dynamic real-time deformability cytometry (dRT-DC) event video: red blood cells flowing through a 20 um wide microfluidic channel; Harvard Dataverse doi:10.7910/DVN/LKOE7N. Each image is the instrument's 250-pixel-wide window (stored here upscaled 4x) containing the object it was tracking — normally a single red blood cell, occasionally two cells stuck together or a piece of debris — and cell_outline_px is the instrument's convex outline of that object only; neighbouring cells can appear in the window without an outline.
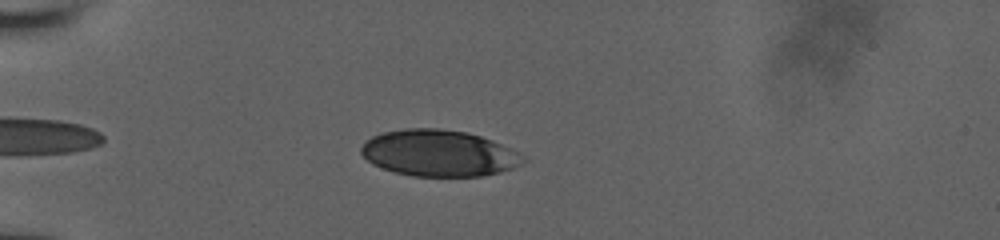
{"species": "human", "species_latin": "Homo sapiens", "temperature_condition": "room temperature", "stored_images_in_passage": 40, "camera_frame_rate_fps": 3000, "um_per_image_px": 0.085, "donor": {"sex": "male"}, "frame": {"image": 1, "passage_image": 6, "time_ms": 1.667, "image_size_px": [1000, 240], "cell_outline_px": [[528, 160], [512, 168], [500, 172], [480, 176], [412, 176], [396, 172], [372, 164], [360, 152], [360, 148], [372, 136], [380, 132], [404, 128], [440, 128], [468, 132], [492, 140], [524, 156]], "centroid_in_image_um": [37.29, 13.01], "position_along_channel_um": 47.7, "area_um2": 43.7}}
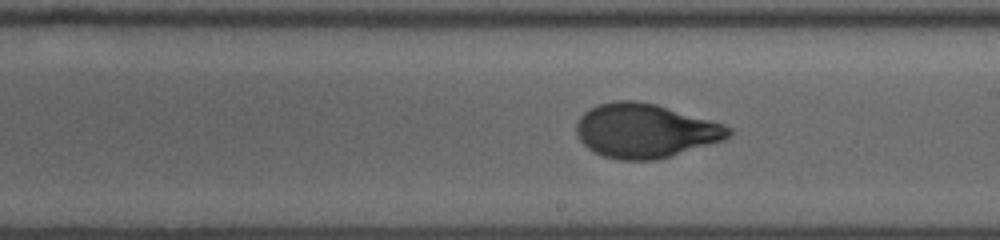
{"frame": {"image": 2, "passage_image": 23, "time_ms": 7.333, "image_size_px": [1000, 240], "cell_outline_px": [[732, 136], [724, 140], [656, 160], [620, 160], [604, 156], [588, 148], [580, 140], [576, 132], [576, 124], [580, 116], [588, 108], [596, 104], [612, 100], [636, 100], [656, 104], [724, 124], [732, 128]], "centroid_in_image_um": [54.83, 11.1], "position_along_channel_um": 234.2, "area_um2": 48.15}}
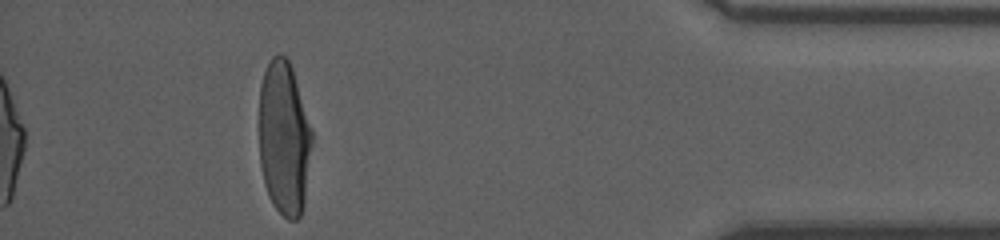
{"frame": {"image": 3, "passage_image": 40, "time_ms": 13.0, "image_size_px": [1000, 240], "cell_outline_px": [[312, 140], [304, 204], [300, 216], [296, 220], [288, 220], [272, 204], [268, 196], [264, 184], [260, 164], [260, 84], [264, 72], [272, 56], [284, 56], [288, 60], [292, 68], [312, 128]], "centroid_in_image_um": [24.15, 11.78], "position_along_channel_um": 411.1, "area_um2": 47.34}, "authors_computed_cell_mechanics": {"area_um2": 47.1359, "velocity_mm_per_s": 3.8965, "shape_relaxation_time_tau1_ms": 3.9663, "shape_relaxation_time_tau2_ms": null, "deformation_change_tau1": 0.1858, "deformation_change_tau2": null}}